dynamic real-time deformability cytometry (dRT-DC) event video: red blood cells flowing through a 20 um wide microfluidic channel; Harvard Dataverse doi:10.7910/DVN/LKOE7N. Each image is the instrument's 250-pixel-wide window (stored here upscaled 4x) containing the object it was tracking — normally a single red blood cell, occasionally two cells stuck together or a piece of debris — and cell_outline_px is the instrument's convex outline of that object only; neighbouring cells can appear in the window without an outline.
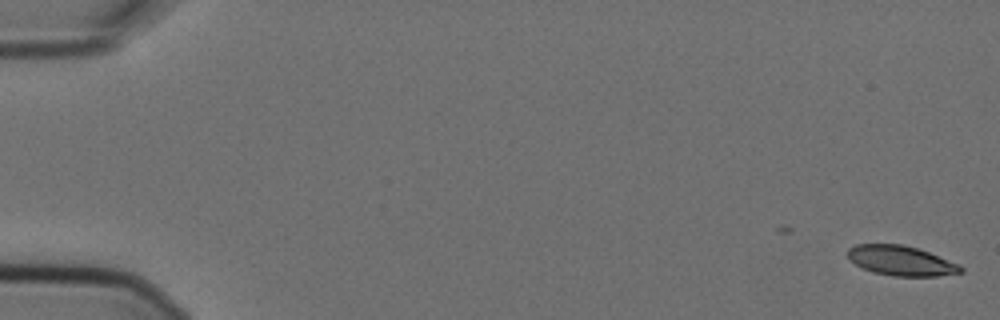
{"species": "Egyptian fruit bat (a non-hibernating species)", "species_latin": "Rousettus aegyptiacus", "temperature_condition": "cold", "stored_images_in_passage": 8, "camera_frame_rate_fps": 3000, "um_per_image_px": 0.085, "animal": {"sex": "female"}, "frame": {"image": 1, "passage_image": 1, "time_ms": 0.0, "image_size_px": [1000, 320], "cell_outline_px": [[964, 272], [936, 276], [892, 276], [872, 272], [856, 264], [848, 256], [848, 248], [856, 244], [900, 244], [916, 248], [928, 252], [960, 264], [964, 268]], "centroid_in_image_um": [76.61, 22.16], "position_along_channel_um": 8.4, "area_um2": 19.54}}
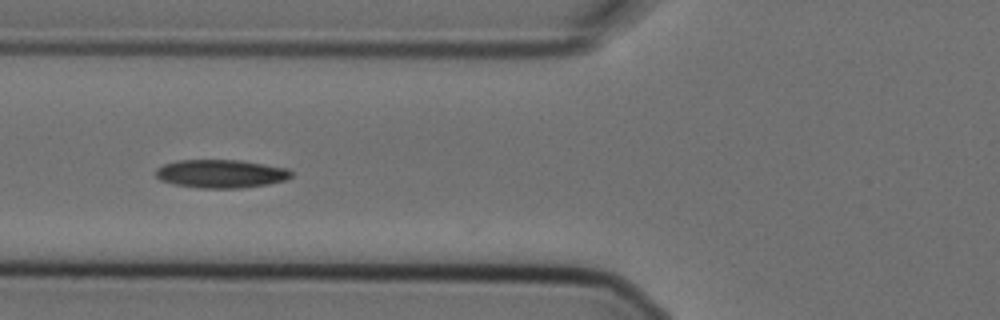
{"frame": {"image": 2, "passage_image": 7, "time_ms": 2.0, "image_size_px": [1000, 320], "cell_outline_px": [[292, 176], [284, 180], [268, 184], [240, 188], [200, 188], [172, 184], [160, 180], [156, 176], [156, 168], [164, 164], [176, 160], [240, 160], [288, 168], [292, 172]], "centroid_in_image_um": [18.76, 14.76], "position_along_channel_um": 107.0, "area_um2": 22.43}}
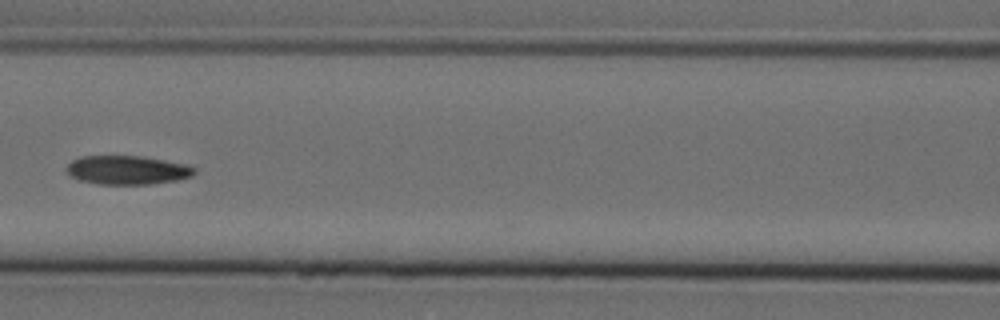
{"frame": {"image": 3, "passage_image": 8, "time_ms": 2.333, "image_size_px": [1000, 320], "cell_outline_px": [[196, 172], [192, 176], [180, 180], [152, 184], [96, 184], [80, 180], [72, 176], [64, 168], [72, 160], [80, 156], [140, 156], [164, 160], [184, 164], [196, 168]], "centroid_in_image_um": [10.83, 14.46], "position_along_channel_um": 155.8, "area_um2": 21.56}}